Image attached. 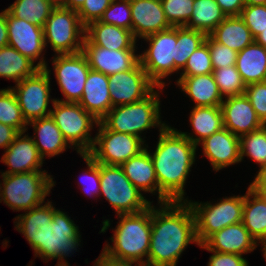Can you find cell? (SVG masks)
I'll return each instance as SVG.
<instances>
[{"mask_svg":"<svg viewBox=\"0 0 266 266\" xmlns=\"http://www.w3.org/2000/svg\"><path fill=\"white\" fill-rule=\"evenodd\" d=\"M257 194H266V165L262 166L249 186Z\"/></svg>","mask_w":266,"mask_h":266,"instance_id":"cell-52","label":"cell"},{"mask_svg":"<svg viewBox=\"0 0 266 266\" xmlns=\"http://www.w3.org/2000/svg\"><path fill=\"white\" fill-rule=\"evenodd\" d=\"M54 6H63L65 0H49Z\"/></svg>","mask_w":266,"mask_h":266,"instance_id":"cell-57","label":"cell"},{"mask_svg":"<svg viewBox=\"0 0 266 266\" xmlns=\"http://www.w3.org/2000/svg\"><path fill=\"white\" fill-rule=\"evenodd\" d=\"M46 65L43 57L34 65L12 46L0 48V77L12 79L15 83L33 75L38 69H44Z\"/></svg>","mask_w":266,"mask_h":266,"instance_id":"cell-30","label":"cell"},{"mask_svg":"<svg viewBox=\"0 0 266 266\" xmlns=\"http://www.w3.org/2000/svg\"><path fill=\"white\" fill-rule=\"evenodd\" d=\"M43 30L45 46L50 43L56 54H74L82 51L85 26L81 23L76 10L55 7Z\"/></svg>","mask_w":266,"mask_h":266,"instance_id":"cell-9","label":"cell"},{"mask_svg":"<svg viewBox=\"0 0 266 266\" xmlns=\"http://www.w3.org/2000/svg\"><path fill=\"white\" fill-rule=\"evenodd\" d=\"M199 247L213 253L210 256L208 266H249L247 260L240 254L210 251L204 244L199 245Z\"/></svg>","mask_w":266,"mask_h":266,"instance_id":"cell-48","label":"cell"},{"mask_svg":"<svg viewBox=\"0 0 266 266\" xmlns=\"http://www.w3.org/2000/svg\"><path fill=\"white\" fill-rule=\"evenodd\" d=\"M240 17L255 39L266 28V5H245Z\"/></svg>","mask_w":266,"mask_h":266,"instance_id":"cell-44","label":"cell"},{"mask_svg":"<svg viewBox=\"0 0 266 266\" xmlns=\"http://www.w3.org/2000/svg\"><path fill=\"white\" fill-rule=\"evenodd\" d=\"M177 85L195 103V107L221 106L224 97L212 73L197 76H180Z\"/></svg>","mask_w":266,"mask_h":266,"instance_id":"cell-25","label":"cell"},{"mask_svg":"<svg viewBox=\"0 0 266 266\" xmlns=\"http://www.w3.org/2000/svg\"><path fill=\"white\" fill-rule=\"evenodd\" d=\"M134 263L113 258L102 251L98 259H96L94 266H132ZM136 266H141L136 264Z\"/></svg>","mask_w":266,"mask_h":266,"instance_id":"cell-51","label":"cell"},{"mask_svg":"<svg viewBox=\"0 0 266 266\" xmlns=\"http://www.w3.org/2000/svg\"><path fill=\"white\" fill-rule=\"evenodd\" d=\"M55 7L49 0H16L7 10L14 17L43 28Z\"/></svg>","mask_w":266,"mask_h":266,"instance_id":"cell-35","label":"cell"},{"mask_svg":"<svg viewBox=\"0 0 266 266\" xmlns=\"http://www.w3.org/2000/svg\"><path fill=\"white\" fill-rule=\"evenodd\" d=\"M112 0H85L77 10L81 23L86 27L89 23L98 21Z\"/></svg>","mask_w":266,"mask_h":266,"instance_id":"cell-46","label":"cell"},{"mask_svg":"<svg viewBox=\"0 0 266 266\" xmlns=\"http://www.w3.org/2000/svg\"><path fill=\"white\" fill-rule=\"evenodd\" d=\"M206 35L185 26L177 27V43L174 60V72L185 67L189 56L205 42Z\"/></svg>","mask_w":266,"mask_h":266,"instance_id":"cell-36","label":"cell"},{"mask_svg":"<svg viewBox=\"0 0 266 266\" xmlns=\"http://www.w3.org/2000/svg\"><path fill=\"white\" fill-rule=\"evenodd\" d=\"M1 176L0 203L3 201L13 211L26 212L45 203L46 196L56 183L45 170Z\"/></svg>","mask_w":266,"mask_h":266,"instance_id":"cell-5","label":"cell"},{"mask_svg":"<svg viewBox=\"0 0 266 266\" xmlns=\"http://www.w3.org/2000/svg\"><path fill=\"white\" fill-rule=\"evenodd\" d=\"M8 45L6 9L0 13V48Z\"/></svg>","mask_w":266,"mask_h":266,"instance_id":"cell-53","label":"cell"},{"mask_svg":"<svg viewBox=\"0 0 266 266\" xmlns=\"http://www.w3.org/2000/svg\"><path fill=\"white\" fill-rule=\"evenodd\" d=\"M245 5H266V0H244Z\"/></svg>","mask_w":266,"mask_h":266,"instance_id":"cell-56","label":"cell"},{"mask_svg":"<svg viewBox=\"0 0 266 266\" xmlns=\"http://www.w3.org/2000/svg\"><path fill=\"white\" fill-rule=\"evenodd\" d=\"M241 161L251 157L260 166L266 165V125L240 137Z\"/></svg>","mask_w":266,"mask_h":266,"instance_id":"cell-38","label":"cell"},{"mask_svg":"<svg viewBox=\"0 0 266 266\" xmlns=\"http://www.w3.org/2000/svg\"><path fill=\"white\" fill-rule=\"evenodd\" d=\"M51 101L53 109H51L50 116L65 140L70 146L76 147L80 155L87 154L94 142L90 131L93 129V123L98 125L99 121L79 103L61 102L58 99H51Z\"/></svg>","mask_w":266,"mask_h":266,"instance_id":"cell-6","label":"cell"},{"mask_svg":"<svg viewBox=\"0 0 266 266\" xmlns=\"http://www.w3.org/2000/svg\"><path fill=\"white\" fill-rule=\"evenodd\" d=\"M132 33L145 38L172 27L163 11L161 0H130Z\"/></svg>","mask_w":266,"mask_h":266,"instance_id":"cell-19","label":"cell"},{"mask_svg":"<svg viewBox=\"0 0 266 266\" xmlns=\"http://www.w3.org/2000/svg\"><path fill=\"white\" fill-rule=\"evenodd\" d=\"M8 45L14 47L33 63L44 51V30L28 20L14 17L6 9Z\"/></svg>","mask_w":266,"mask_h":266,"instance_id":"cell-16","label":"cell"},{"mask_svg":"<svg viewBox=\"0 0 266 266\" xmlns=\"http://www.w3.org/2000/svg\"><path fill=\"white\" fill-rule=\"evenodd\" d=\"M50 72L46 65L44 69H38L11 88L27 123L51 114V109L47 110L51 90Z\"/></svg>","mask_w":266,"mask_h":266,"instance_id":"cell-13","label":"cell"},{"mask_svg":"<svg viewBox=\"0 0 266 266\" xmlns=\"http://www.w3.org/2000/svg\"><path fill=\"white\" fill-rule=\"evenodd\" d=\"M226 17L215 0H194L193 12L185 27L210 35Z\"/></svg>","mask_w":266,"mask_h":266,"instance_id":"cell-34","label":"cell"},{"mask_svg":"<svg viewBox=\"0 0 266 266\" xmlns=\"http://www.w3.org/2000/svg\"><path fill=\"white\" fill-rule=\"evenodd\" d=\"M82 158L85 160L87 163V171L83 173V179L84 182L86 181L89 185L86 187V182L81 186L82 189H84L85 193L94 197H98L100 194V163L96 162L93 160L89 155L87 154H81ZM83 182V181H82Z\"/></svg>","mask_w":266,"mask_h":266,"instance_id":"cell-47","label":"cell"},{"mask_svg":"<svg viewBox=\"0 0 266 266\" xmlns=\"http://www.w3.org/2000/svg\"><path fill=\"white\" fill-rule=\"evenodd\" d=\"M100 195L119 214H134L146 210L152 202L130 182L120 166L100 164Z\"/></svg>","mask_w":266,"mask_h":266,"instance_id":"cell-7","label":"cell"},{"mask_svg":"<svg viewBox=\"0 0 266 266\" xmlns=\"http://www.w3.org/2000/svg\"><path fill=\"white\" fill-rule=\"evenodd\" d=\"M242 223L257 243L266 242V201L250 187L244 195Z\"/></svg>","mask_w":266,"mask_h":266,"instance_id":"cell-33","label":"cell"},{"mask_svg":"<svg viewBox=\"0 0 266 266\" xmlns=\"http://www.w3.org/2000/svg\"><path fill=\"white\" fill-rule=\"evenodd\" d=\"M18 134L19 132L15 128L0 123V148L6 150Z\"/></svg>","mask_w":266,"mask_h":266,"instance_id":"cell-50","label":"cell"},{"mask_svg":"<svg viewBox=\"0 0 266 266\" xmlns=\"http://www.w3.org/2000/svg\"><path fill=\"white\" fill-rule=\"evenodd\" d=\"M212 74L222 97L227 98L245 94L246 85L243 83L236 66L213 69Z\"/></svg>","mask_w":266,"mask_h":266,"instance_id":"cell-39","label":"cell"},{"mask_svg":"<svg viewBox=\"0 0 266 266\" xmlns=\"http://www.w3.org/2000/svg\"><path fill=\"white\" fill-rule=\"evenodd\" d=\"M85 38L93 45L109 50L135 49L136 39L131 30L94 21L85 27Z\"/></svg>","mask_w":266,"mask_h":266,"instance_id":"cell-24","label":"cell"},{"mask_svg":"<svg viewBox=\"0 0 266 266\" xmlns=\"http://www.w3.org/2000/svg\"><path fill=\"white\" fill-rule=\"evenodd\" d=\"M159 90L156 89L145 99L112 107L100 120L108 129L118 133H127L144 139L140 135L152 127L163 129L166 124L160 119Z\"/></svg>","mask_w":266,"mask_h":266,"instance_id":"cell-4","label":"cell"},{"mask_svg":"<svg viewBox=\"0 0 266 266\" xmlns=\"http://www.w3.org/2000/svg\"><path fill=\"white\" fill-rule=\"evenodd\" d=\"M205 42L209 47L213 69L236 65L238 52L218 43L210 35H206Z\"/></svg>","mask_w":266,"mask_h":266,"instance_id":"cell-43","label":"cell"},{"mask_svg":"<svg viewBox=\"0 0 266 266\" xmlns=\"http://www.w3.org/2000/svg\"><path fill=\"white\" fill-rule=\"evenodd\" d=\"M189 119L196 137L194 135L191 136L190 133L187 134V132L181 133L196 146L205 138L224 128L223 114L220 106H194Z\"/></svg>","mask_w":266,"mask_h":266,"instance_id":"cell-31","label":"cell"},{"mask_svg":"<svg viewBox=\"0 0 266 266\" xmlns=\"http://www.w3.org/2000/svg\"><path fill=\"white\" fill-rule=\"evenodd\" d=\"M121 218L115 228L111 242L102 249L107 255L148 266V254L151 239V206L134 214H119ZM147 257L146 260L143 258Z\"/></svg>","mask_w":266,"mask_h":266,"instance_id":"cell-3","label":"cell"},{"mask_svg":"<svg viewBox=\"0 0 266 266\" xmlns=\"http://www.w3.org/2000/svg\"><path fill=\"white\" fill-rule=\"evenodd\" d=\"M186 202L194 214L196 235L200 245L212 234L243 220L244 196L226 197L213 205L208 202Z\"/></svg>","mask_w":266,"mask_h":266,"instance_id":"cell-8","label":"cell"},{"mask_svg":"<svg viewBox=\"0 0 266 266\" xmlns=\"http://www.w3.org/2000/svg\"><path fill=\"white\" fill-rule=\"evenodd\" d=\"M112 106L135 103L145 99L158 87L138 62L131 70L108 76Z\"/></svg>","mask_w":266,"mask_h":266,"instance_id":"cell-15","label":"cell"},{"mask_svg":"<svg viewBox=\"0 0 266 266\" xmlns=\"http://www.w3.org/2000/svg\"><path fill=\"white\" fill-rule=\"evenodd\" d=\"M55 211L56 208L53 207L52 202L48 201L15 218L16 230L25 236L33 250L41 243V232L52 221Z\"/></svg>","mask_w":266,"mask_h":266,"instance_id":"cell-28","label":"cell"},{"mask_svg":"<svg viewBox=\"0 0 266 266\" xmlns=\"http://www.w3.org/2000/svg\"><path fill=\"white\" fill-rule=\"evenodd\" d=\"M78 226L66 213L56 210L52 221L41 232V243L34 250L35 256L43 260L58 259L57 265H68L64 258L80 246Z\"/></svg>","mask_w":266,"mask_h":266,"instance_id":"cell-10","label":"cell"},{"mask_svg":"<svg viewBox=\"0 0 266 266\" xmlns=\"http://www.w3.org/2000/svg\"><path fill=\"white\" fill-rule=\"evenodd\" d=\"M262 246H263V249H262V251H263V255H264V258H265V260H266V242H263V243H262Z\"/></svg>","mask_w":266,"mask_h":266,"instance_id":"cell-58","label":"cell"},{"mask_svg":"<svg viewBox=\"0 0 266 266\" xmlns=\"http://www.w3.org/2000/svg\"><path fill=\"white\" fill-rule=\"evenodd\" d=\"M220 107L224 127L238 137L264 126L245 94L225 98Z\"/></svg>","mask_w":266,"mask_h":266,"instance_id":"cell-18","label":"cell"},{"mask_svg":"<svg viewBox=\"0 0 266 266\" xmlns=\"http://www.w3.org/2000/svg\"><path fill=\"white\" fill-rule=\"evenodd\" d=\"M203 244L210 251L242 256L252 252L258 246L242 222L229 225L212 234Z\"/></svg>","mask_w":266,"mask_h":266,"instance_id":"cell-22","label":"cell"},{"mask_svg":"<svg viewBox=\"0 0 266 266\" xmlns=\"http://www.w3.org/2000/svg\"><path fill=\"white\" fill-rule=\"evenodd\" d=\"M151 205V239L148 266H176L189 243L200 245L195 218L186 201Z\"/></svg>","mask_w":266,"mask_h":266,"instance_id":"cell-1","label":"cell"},{"mask_svg":"<svg viewBox=\"0 0 266 266\" xmlns=\"http://www.w3.org/2000/svg\"><path fill=\"white\" fill-rule=\"evenodd\" d=\"M135 51V49L109 50L91 44L86 38L82 49L90 68L107 76L131 70L139 62V55H136Z\"/></svg>","mask_w":266,"mask_h":266,"instance_id":"cell-17","label":"cell"},{"mask_svg":"<svg viewBox=\"0 0 266 266\" xmlns=\"http://www.w3.org/2000/svg\"><path fill=\"white\" fill-rule=\"evenodd\" d=\"M226 16H240L245 7L244 0H215Z\"/></svg>","mask_w":266,"mask_h":266,"instance_id":"cell-49","label":"cell"},{"mask_svg":"<svg viewBox=\"0 0 266 266\" xmlns=\"http://www.w3.org/2000/svg\"><path fill=\"white\" fill-rule=\"evenodd\" d=\"M213 72L208 44H201L188 58L180 76H197Z\"/></svg>","mask_w":266,"mask_h":266,"instance_id":"cell-40","label":"cell"},{"mask_svg":"<svg viewBox=\"0 0 266 266\" xmlns=\"http://www.w3.org/2000/svg\"><path fill=\"white\" fill-rule=\"evenodd\" d=\"M146 148L138 155L124 162L122 168L126 177L140 191L156 193L158 181L155 175L154 163L150 152Z\"/></svg>","mask_w":266,"mask_h":266,"instance_id":"cell-27","label":"cell"},{"mask_svg":"<svg viewBox=\"0 0 266 266\" xmlns=\"http://www.w3.org/2000/svg\"><path fill=\"white\" fill-rule=\"evenodd\" d=\"M19 133L8 146L1 158V162L9 166V170L2 174L27 173L41 171L43 158L40 156L32 137Z\"/></svg>","mask_w":266,"mask_h":266,"instance_id":"cell-21","label":"cell"},{"mask_svg":"<svg viewBox=\"0 0 266 266\" xmlns=\"http://www.w3.org/2000/svg\"><path fill=\"white\" fill-rule=\"evenodd\" d=\"M32 124V125H31ZM27 125L34 128L32 140L38 149L40 156L53 157L63 153L69 146L54 119L49 115L40 119L30 121Z\"/></svg>","mask_w":266,"mask_h":266,"instance_id":"cell-26","label":"cell"},{"mask_svg":"<svg viewBox=\"0 0 266 266\" xmlns=\"http://www.w3.org/2000/svg\"><path fill=\"white\" fill-rule=\"evenodd\" d=\"M143 39L149 42V48L139 55V62L158 87H165L162 79L174 73L177 27H170Z\"/></svg>","mask_w":266,"mask_h":266,"instance_id":"cell-12","label":"cell"},{"mask_svg":"<svg viewBox=\"0 0 266 266\" xmlns=\"http://www.w3.org/2000/svg\"><path fill=\"white\" fill-rule=\"evenodd\" d=\"M52 63L58 86L65 96V100L58 101L79 103L91 69L84 53L57 54Z\"/></svg>","mask_w":266,"mask_h":266,"instance_id":"cell-14","label":"cell"},{"mask_svg":"<svg viewBox=\"0 0 266 266\" xmlns=\"http://www.w3.org/2000/svg\"><path fill=\"white\" fill-rule=\"evenodd\" d=\"M200 143L203 146V154L209 159L215 171L241 162L240 137L225 127Z\"/></svg>","mask_w":266,"mask_h":266,"instance_id":"cell-20","label":"cell"},{"mask_svg":"<svg viewBox=\"0 0 266 266\" xmlns=\"http://www.w3.org/2000/svg\"><path fill=\"white\" fill-rule=\"evenodd\" d=\"M194 0H161L165 16L172 27L186 26L193 12Z\"/></svg>","mask_w":266,"mask_h":266,"instance_id":"cell-41","label":"cell"},{"mask_svg":"<svg viewBox=\"0 0 266 266\" xmlns=\"http://www.w3.org/2000/svg\"><path fill=\"white\" fill-rule=\"evenodd\" d=\"M159 131L156 149L150 153L158 181V203L187 201L183 197L184 186L195 162L197 146L168 125Z\"/></svg>","mask_w":266,"mask_h":266,"instance_id":"cell-2","label":"cell"},{"mask_svg":"<svg viewBox=\"0 0 266 266\" xmlns=\"http://www.w3.org/2000/svg\"><path fill=\"white\" fill-rule=\"evenodd\" d=\"M245 95L261 122L266 125V81L246 85Z\"/></svg>","mask_w":266,"mask_h":266,"instance_id":"cell-45","label":"cell"},{"mask_svg":"<svg viewBox=\"0 0 266 266\" xmlns=\"http://www.w3.org/2000/svg\"><path fill=\"white\" fill-rule=\"evenodd\" d=\"M0 123L15 128L19 133H25L28 129V123L11 88L0 89Z\"/></svg>","mask_w":266,"mask_h":266,"instance_id":"cell-37","label":"cell"},{"mask_svg":"<svg viewBox=\"0 0 266 266\" xmlns=\"http://www.w3.org/2000/svg\"><path fill=\"white\" fill-rule=\"evenodd\" d=\"M235 66L245 85L266 81V48L254 41L238 52Z\"/></svg>","mask_w":266,"mask_h":266,"instance_id":"cell-29","label":"cell"},{"mask_svg":"<svg viewBox=\"0 0 266 266\" xmlns=\"http://www.w3.org/2000/svg\"><path fill=\"white\" fill-rule=\"evenodd\" d=\"M84 2L85 0H65L62 7L77 11Z\"/></svg>","mask_w":266,"mask_h":266,"instance_id":"cell-54","label":"cell"},{"mask_svg":"<svg viewBox=\"0 0 266 266\" xmlns=\"http://www.w3.org/2000/svg\"><path fill=\"white\" fill-rule=\"evenodd\" d=\"M79 104L100 121L111 109L108 76L90 69Z\"/></svg>","mask_w":266,"mask_h":266,"instance_id":"cell-23","label":"cell"},{"mask_svg":"<svg viewBox=\"0 0 266 266\" xmlns=\"http://www.w3.org/2000/svg\"><path fill=\"white\" fill-rule=\"evenodd\" d=\"M259 195H261L266 201V194H259Z\"/></svg>","mask_w":266,"mask_h":266,"instance_id":"cell-59","label":"cell"},{"mask_svg":"<svg viewBox=\"0 0 266 266\" xmlns=\"http://www.w3.org/2000/svg\"><path fill=\"white\" fill-rule=\"evenodd\" d=\"M257 44L266 48V28L254 39Z\"/></svg>","mask_w":266,"mask_h":266,"instance_id":"cell-55","label":"cell"},{"mask_svg":"<svg viewBox=\"0 0 266 266\" xmlns=\"http://www.w3.org/2000/svg\"><path fill=\"white\" fill-rule=\"evenodd\" d=\"M210 36L218 43L239 52L255 40L240 16H227Z\"/></svg>","mask_w":266,"mask_h":266,"instance_id":"cell-32","label":"cell"},{"mask_svg":"<svg viewBox=\"0 0 266 266\" xmlns=\"http://www.w3.org/2000/svg\"><path fill=\"white\" fill-rule=\"evenodd\" d=\"M99 21L132 31L130 0H112Z\"/></svg>","mask_w":266,"mask_h":266,"instance_id":"cell-42","label":"cell"},{"mask_svg":"<svg viewBox=\"0 0 266 266\" xmlns=\"http://www.w3.org/2000/svg\"><path fill=\"white\" fill-rule=\"evenodd\" d=\"M97 126L98 133L87 155L100 164L121 166L146 148L140 137L108 130L100 121Z\"/></svg>","mask_w":266,"mask_h":266,"instance_id":"cell-11","label":"cell"}]
</instances>
